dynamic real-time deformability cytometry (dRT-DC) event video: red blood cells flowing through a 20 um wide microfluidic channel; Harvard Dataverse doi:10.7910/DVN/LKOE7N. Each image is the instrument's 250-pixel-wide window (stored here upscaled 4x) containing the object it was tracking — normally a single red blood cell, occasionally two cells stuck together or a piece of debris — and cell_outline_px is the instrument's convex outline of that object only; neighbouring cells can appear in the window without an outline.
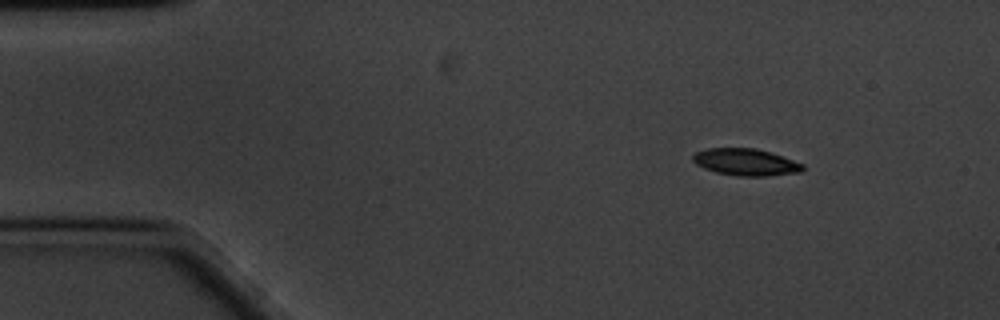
{"species": "common noctule bat (a hibernating species)", "species_latin": "Nyctalus noctula", "temperature_condition": "cold", "stored_images_in_passage": 52, "camera_frame_rate_fps": 3000, "um_per_image_px": 0.085, "animal": {"sex": "male", "body_mass_g": 20.1, "forearm_length_mm": 53.5}, "frame": {"image": 1, "passage_image": 1, "time_ms": 0.0, "image_size_px": [1000, 320], "cell_outline_px": [[804, 168], [800, 172], [764, 176], [736, 176], [716, 172], [704, 168], [696, 164], [692, 160], [692, 156], [696, 152], [708, 148], [756, 148], [772, 152], [804, 164]], "centroid_in_image_um": [63.39, 13.77], "position_along_channel_um": 21.6, "area_um2": 17.28}}
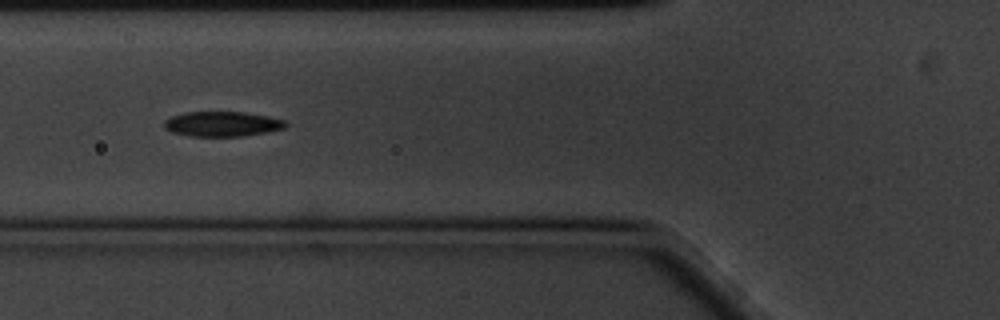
{"frame": {"image": 2, "passage_image": 15, "time_ms": 4.667, "image_size_px": [1000, 320], "cell_outline_px": [[288, 124], [284, 128], [264, 132], [240, 136], [188, 136], [172, 132], [164, 128], [164, 120], [172, 116], [184, 112], [244, 112], [268, 116], [284, 120]], "centroid_in_image_um": [18.85, 10.53], "position_along_channel_um": 106.9, "area_um2": 17.57}}
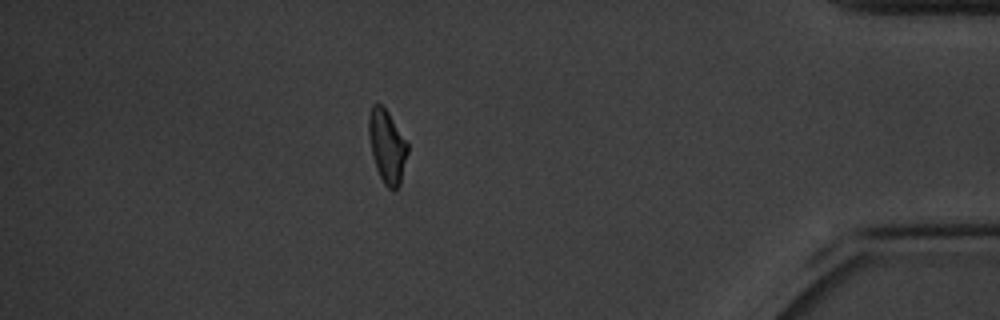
{"frame": {"image": 3, "passage_image": 45, "time_ms": 14.667, "image_size_px": [1000, 320], "cell_outline_px": [[408, 152], [400, 184], [392, 192], [384, 184], [376, 168], [372, 156], [368, 136], [368, 116], [372, 104], [380, 104], [388, 112], [408, 144]], "centroid_in_image_um": [32.88, 12.45], "position_along_channel_um": 402.3, "area_um2": 16.59}, "authors_computed_cell_mechanics": {"area_um2": 17.2533, "velocity_mm_per_s": 3.3869, "shape_relaxation_time_tau1_ms": 4.1728, "shape_relaxation_time_tau2_ms": 5.6213, "deformation_change_tau1": 0.1298, "deformation_change_tau2": 0.1208}}